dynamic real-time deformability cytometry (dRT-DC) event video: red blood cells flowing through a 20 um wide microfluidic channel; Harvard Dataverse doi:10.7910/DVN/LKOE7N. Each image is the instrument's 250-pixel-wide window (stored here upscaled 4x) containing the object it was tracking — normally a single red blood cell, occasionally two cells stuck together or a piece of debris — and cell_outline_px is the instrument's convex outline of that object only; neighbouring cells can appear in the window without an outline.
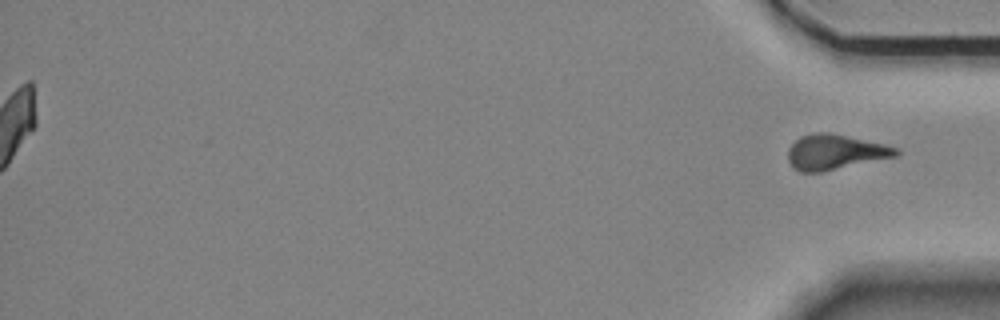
{"species": "Egyptian fruit bat (a non-hibernating species)", "species_latin": "Rousettus aegyptiacus", "temperature_condition": "room temperature", "stored_images_in_passage": 46, "segment_of_instrument_passage": [2, 2], "camera_frame_rate_fps": 3000, "um_per_image_px": 0.085, "animal": {"sex": "female"}, "frame": {"image": 1, "passage_image": 46, "time_ms": 15.0, "image_size_px": [1000, 320], "cell_outline_px": [[900, 152], [896, 156], [820, 172], [800, 172], [792, 168], [788, 160], [788, 148], [800, 136], [816, 132], [828, 132], [884, 144], [900, 148]], "centroid_in_image_um": [70.95, 12.92], "position_along_channel_um": 364.2, "area_um2": 21.96}}